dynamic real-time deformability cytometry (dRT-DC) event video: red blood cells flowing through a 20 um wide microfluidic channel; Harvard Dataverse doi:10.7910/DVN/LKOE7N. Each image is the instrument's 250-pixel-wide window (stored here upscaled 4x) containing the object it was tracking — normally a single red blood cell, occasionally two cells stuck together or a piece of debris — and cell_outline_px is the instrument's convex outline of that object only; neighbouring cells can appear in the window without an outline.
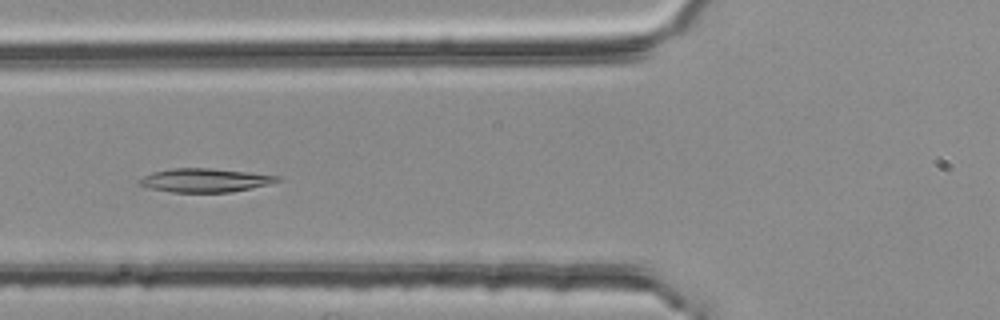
{"species": "common noctule bat (a hibernating species)", "species_latin": "Nyctalus noctula", "temperature_condition": "room temperature", "stored_images_in_passage": 8, "camera_frame_rate_fps": 3000, "um_per_image_px": 0.085, "animal": {"sex": "female", "body_mass_g": 25.1}, "frame": {"image": 1, "passage_image": 6, "time_ms": 1.667, "image_size_px": [1000, 320], "cell_outline_px": [[280, 180], [268, 184], [252, 188], [232, 192], [172, 192], [152, 188], [136, 184], [144, 176], [152, 172], [172, 168], [212, 168], [248, 172], [280, 176]], "centroid_in_image_um": [17.42, 15.32], "position_along_channel_um": 108.4, "area_um2": 18.9}}
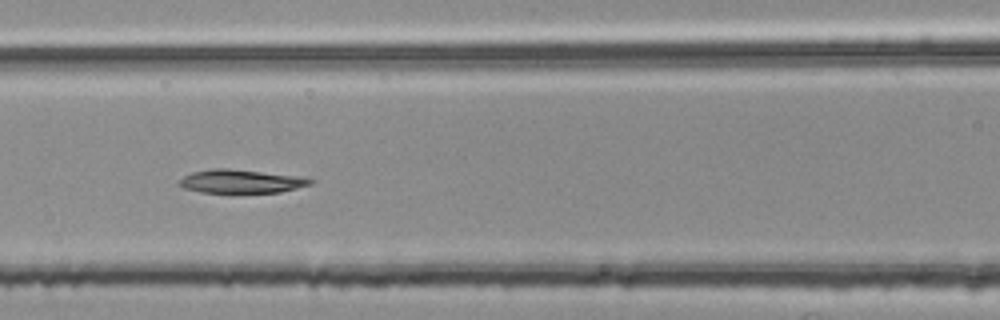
{"frame": {"image": 2, "passage_image": 7, "time_ms": 2.0, "image_size_px": [1000, 320], "cell_outline_px": [[316, 180], [312, 184], [280, 192], [200, 192], [184, 188], [176, 184], [184, 176], [192, 172], [212, 168], [228, 168], [292, 176]], "centroid_in_image_um": [20.42, 15.41], "position_along_channel_um": 146.2, "area_um2": 17.57}}
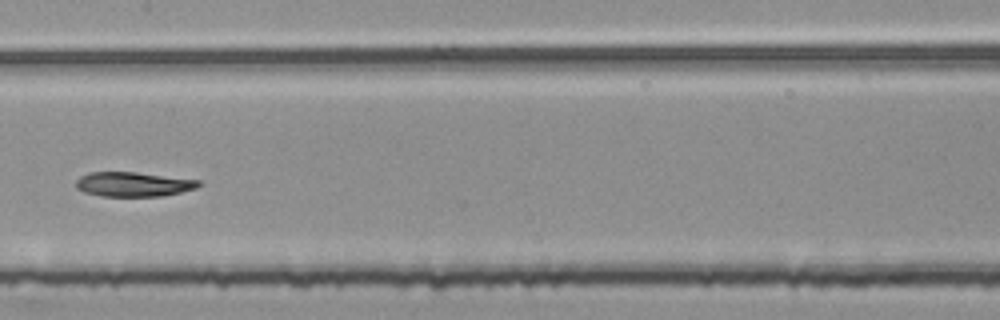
{"frame": {"image": 3, "passage_image": 8, "time_ms": 2.333, "image_size_px": [1000, 320], "cell_outline_px": [[204, 184], [196, 188], [180, 192], [160, 196], [100, 196], [84, 192], [76, 188], [76, 180], [80, 176], [88, 172], [136, 172], [200, 180]], "centroid_in_image_um": [11.33, 15.66], "position_along_channel_um": 196.1, "area_um2": 17.63}}